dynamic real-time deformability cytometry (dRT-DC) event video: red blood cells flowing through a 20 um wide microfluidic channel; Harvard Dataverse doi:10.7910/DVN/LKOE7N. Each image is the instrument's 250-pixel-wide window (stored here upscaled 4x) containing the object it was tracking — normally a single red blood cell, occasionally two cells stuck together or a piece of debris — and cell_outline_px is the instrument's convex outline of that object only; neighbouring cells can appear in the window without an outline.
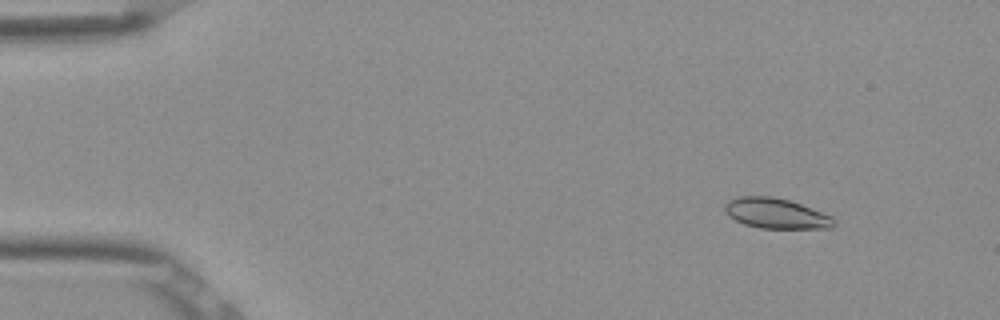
{"species": "Egyptian fruit bat (a non-hibernating species)", "species_latin": "Rousettus aegyptiacus", "temperature_condition": "room temperature", "stored_images_in_passage": 3, "camera_frame_rate_fps": 3000, "um_per_image_px": 0.085, "frame": {"image": 1, "passage_image": 1, "time_ms": 0.0, "image_size_px": [1000, 320], "cell_outline_px": [[836, 224], [832, 228], [760, 228], [744, 224], [728, 216], [724, 212], [724, 204], [728, 200], [736, 196], [772, 196], [788, 200], [800, 204], [832, 216], [836, 220]], "centroid_in_image_um": [65.93, 18.14], "position_along_channel_um": 19.1, "area_um2": 19.36}}